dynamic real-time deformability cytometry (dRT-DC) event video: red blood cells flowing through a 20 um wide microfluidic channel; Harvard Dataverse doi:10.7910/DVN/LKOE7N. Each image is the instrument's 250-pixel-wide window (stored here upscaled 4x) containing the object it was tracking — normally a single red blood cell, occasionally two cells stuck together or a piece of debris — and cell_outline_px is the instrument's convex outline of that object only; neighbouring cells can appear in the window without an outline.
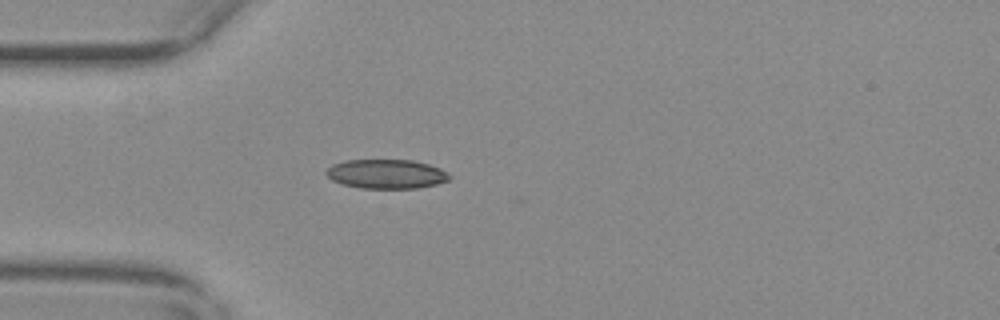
{"species": "common noctule bat (a hibernating species)", "species_latin": "Nyctalus noctula", "temperature_condition": "warm", "stored_images_in_passage": 41, "camera_frame_rate_fps": 3000, "um_per_image_px": 0.085, "animal": {"sex": "female", "body_mass_g": 29.2, "forearm_length_mm": 56.3}, "frame": {"image": 1, "passage_image": 1, "time_ms": 0.0, "image_size_px": [1000, 320], "cell_outline_px": [[452, 176], [448, 180], [436, 184], [416, 188], [360, 188], [344, 184], [332, 180], [324, 172], [332, 164], [344, 160], [412, 160], [428, 164], [440, 168], [448, 172]], "centroid_in_image_um": [32.84, 14.78], "position_along_channel_um": 52.2, "area_um2": 20.98}}
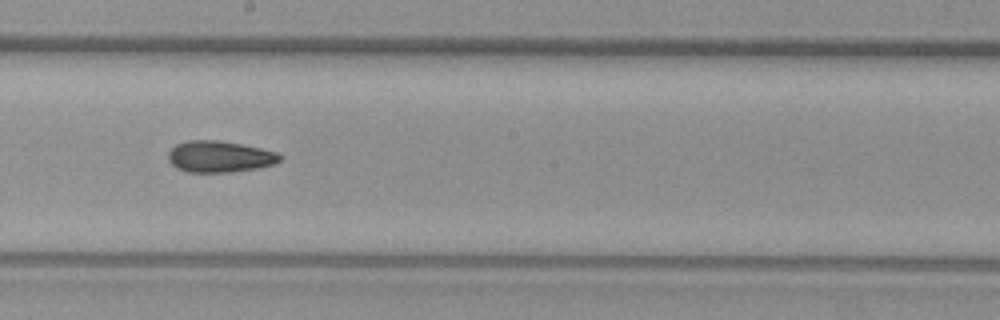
{"frame": {"image": 2, "passage_image": 16, "time_ms": 5.0, "image_size_px": [1000, 320], "cell_outline_px": [[284, 156], [280, 160], [272, 164], [256, 168], [228, 172], [188, 172], [176, 168], [168, 160], [168, 152], [176, 144], [188, 140], [220, 140], [280, 152]], "centroid_in_image_um": [18.66, 13.3], "position_along_channel_um": 229.5, "area_um2": 20.46}}
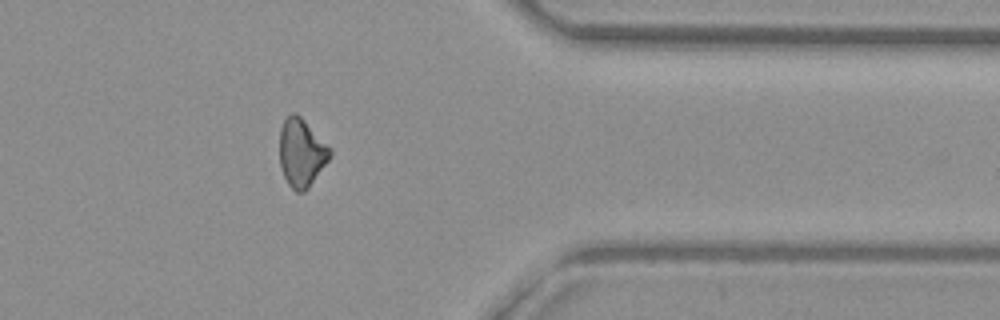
{"frame": {"image": 3, "passage_image": 30, "time_ms": 9.667, "image_size_px": [1000, 320], "cell_outline_px": [[332, 156], [308, 188], [304, 192], [296, 192], [288, 184], [280, 168], [280, 128], [284, 120], [292, 112], [296, 112], [332, 148]], "centroid_in_image_um": [25.64, 12.98], "position_along_channel_um": 385.8, "area_um2": 20.11}, "authors_computed_cell_mechanics": {"area_um2": 20.23, "velocity_mm_per_s": 3.716, "shape_relaxation_time_tau1_ms": null, "shape_relaxation_time_tau2_ms": 9.2639, "deformation_change_tau1": null, "deformation_change_tau2": 0.1581}}